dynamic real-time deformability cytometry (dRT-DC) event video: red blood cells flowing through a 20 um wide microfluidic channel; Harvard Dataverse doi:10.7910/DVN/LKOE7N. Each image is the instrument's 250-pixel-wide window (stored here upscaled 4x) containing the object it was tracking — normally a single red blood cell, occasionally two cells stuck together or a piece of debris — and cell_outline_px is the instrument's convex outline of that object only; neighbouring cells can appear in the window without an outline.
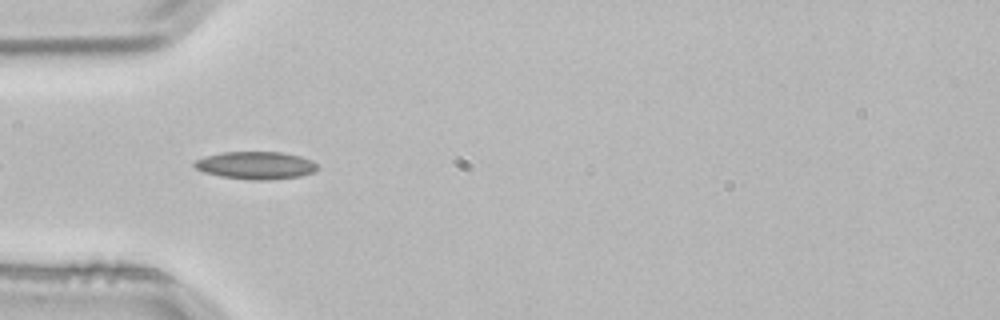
{"species": "common noctule bat (a hibernating species)", "species_latin": "Nyctalus noctula", "temperature_condition": "room temperature", "stored_images_in_passage": 3, "camera_frame_rate_fps": 3000, "um_per_image_px": 0.085, "animal": {"sex": "male", "body_mass_g": 21.5, "forearm_length_mm": 52.0}, "frame": {"image": 1, "passage_image": 3, "time_ms": 0.667, "image_size_px": [1000, 320], "cell_outline_px": [[320, 168], [316, 172], [300, 176], [268, 180], [252, 180], [220, 176], [204, 172], [196, 168], [192, 164], [196, 160], [220, 152], [280, 152], [300, 156], [312, 160]], "centroid_in_image_um": [21.78, 14.06], "position_along_channel_um": 63.2, "area_um2": 19.83}}